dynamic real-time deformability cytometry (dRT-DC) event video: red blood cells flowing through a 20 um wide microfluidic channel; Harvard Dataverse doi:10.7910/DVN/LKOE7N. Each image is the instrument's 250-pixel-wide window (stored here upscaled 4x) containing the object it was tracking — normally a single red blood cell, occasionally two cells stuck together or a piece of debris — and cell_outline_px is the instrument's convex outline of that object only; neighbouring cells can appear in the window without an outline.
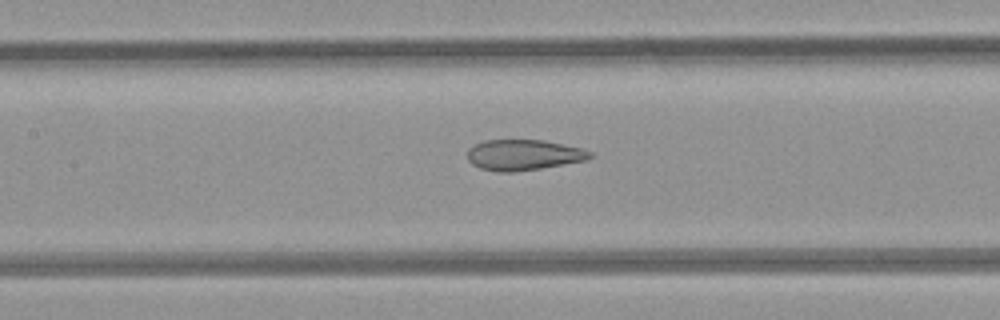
{"species": "common noctule bat (a hibernating species)", "species_latin": "Nyctalus noctula", "temperature_condition": "room temperature", "stored_images_in_passage": 6, "camera_frame_rate_fps": 3000, "um_per_image_px": 0.085, "animal": {"sex": "female", "body_mass_g": 21.9}, "frame": {"image": 1, "passage_image": 5, "time_ms": 4.667, "image_size_px": [1000, 320], "cell_outline_px": [[592, 156], [588, 160], [540, 168], [512, 172], [496, 172], [480, 168], [472, 164], [468, 160], [468, 148], [484, 140], [544, 140], [580, 148], [592, 152]], "centroid_in_image_um": [44.48, 13.17], "position_along_channel_um": 162.9, "area_um2": 21.85}}